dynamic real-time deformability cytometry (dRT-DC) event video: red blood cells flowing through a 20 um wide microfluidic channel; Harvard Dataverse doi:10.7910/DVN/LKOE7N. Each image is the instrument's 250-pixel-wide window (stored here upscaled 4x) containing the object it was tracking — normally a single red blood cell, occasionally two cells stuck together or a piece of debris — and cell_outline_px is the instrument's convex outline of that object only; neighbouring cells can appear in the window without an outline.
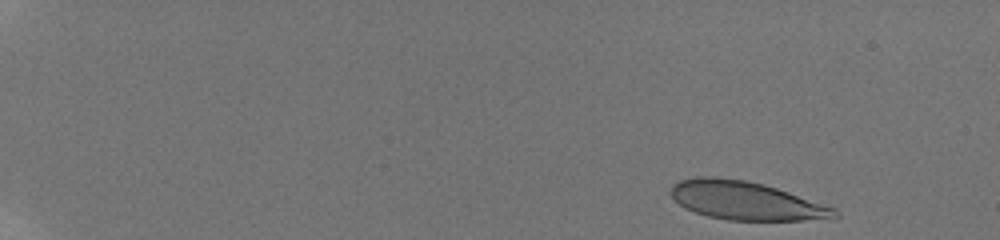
{"species": "human", "species_latin": "Homo sapiens", "temperature_condition": "room temperature", "stored_images_in_passage": 33, "camera_frame_rate_fps": 3000, "um_per_image_px": 0.085, "donor": {"sex": "male"}, "frame": {"image": 1, "passage_image": 1, "time_ms": 0.0, "image_size_px": [1000, 240], "cell_outline_px": [[840, 216], [800, 220], [728, 220], [708, 216], [684, 208], [668, 192], [672, 184], [680, 180], [696, 176], [712, 176], [744, 180], [776, 188], [836, 208], [840, 212]], "centroid_in_image_um": [63.34, 17.05], "position_along_channel_um": 21.7, "area_um2": 36.36}}
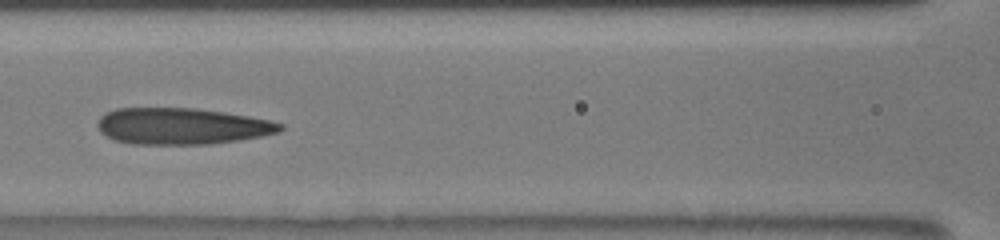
{"frame": {"image": 2, "passage_image": 16, "time_ms": 7.667, "image_size_px": [1000, 240], "cell_outline_px": [[284, 128], [276, 132], [260, 136], [240, 140], [208, 144], [132, 144], [116, 140], [100, 132], [96, 124], [100, 116], [116, 108], [196, 108], [224, 112], [248, 116], [268, 120], [284, 124]], "centroid_in_image_um": [15.43, 10.72], "position_along_channel_um": 151.2, "area_um2": 38.67}}
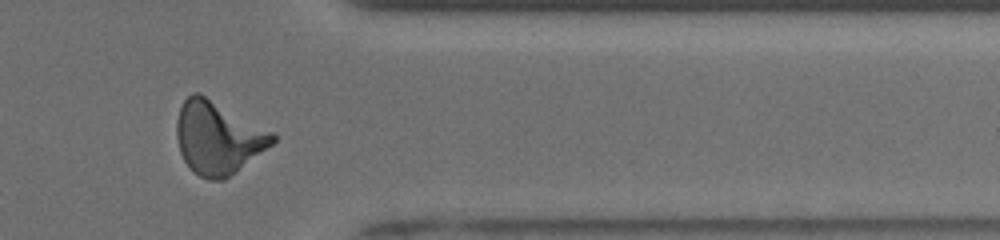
{"frame": {"image": 3, "passage_image": 29, "time_ms": 14.0, "image_size_px": [1000, 240], "cell_outline_px": [[276, 140], [272, 144], [236, 172], [224, 180], [212, 180], [200, 176], [184, 160], [180, 152], [176, 136], [176, 120], [180, 108], [184, 100], [192, 92], [200, 92], [276, 132]], "centroid_in_image_um": [18.55, 11.66], "position_along_channel_um": 392.9, "area_um2": 40.92}, "authors_computed_cell_mechanics": {"area_um2": 38.3214, "velocity_mm_per_s": 3.8969, "shape_relaxation_time_tau1_ms": 7.1421, "shape_relaxation_time_tau2_ms": 1.4889, "deformation_change_tau1": 0.2068, "deformation_change_tau2": 0.0966}}